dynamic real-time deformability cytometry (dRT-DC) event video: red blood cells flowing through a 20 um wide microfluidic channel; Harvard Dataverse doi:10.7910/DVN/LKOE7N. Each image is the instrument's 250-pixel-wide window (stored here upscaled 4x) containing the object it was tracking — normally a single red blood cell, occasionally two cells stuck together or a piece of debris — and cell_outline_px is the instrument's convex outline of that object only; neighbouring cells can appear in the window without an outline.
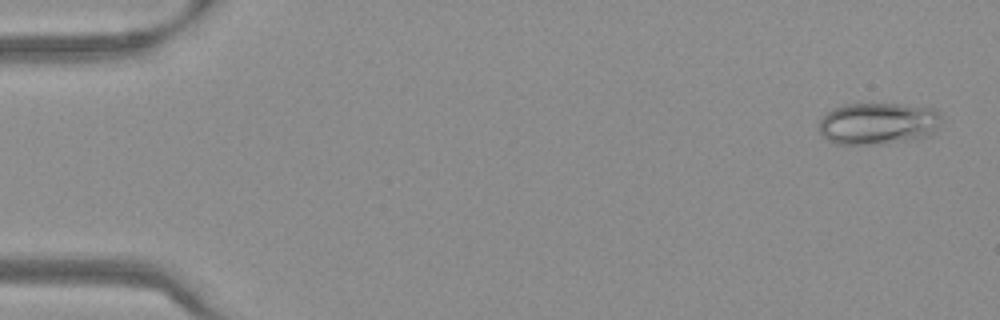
{"species": "Egyptian fruit bat (a non-hibernating species)", "species_latin": "Rousettus aegyptiacus", "temperature_condition": "warm", "stored_images_in_passage": 53, "camera_frame_rate_fps": 3000, "um_per_image_px": 0.085, "frame": {"image": 1, "passage_image": 2, "time_ms": 0.333, "image_size_px": [1000, 320], "cell_outline_px": [[944, 116], [936, 128], [928, 136], [884, 144], [836, 144], [828, 140], [820, 132], [820, 116], [824, 112], [832, 108], [844, 104], [900, 104], [936, 108]], "centroid_in_image_um": [74.63, 10.48], "position_along_channel_um": 10.4, "area_um2": 30.23}}
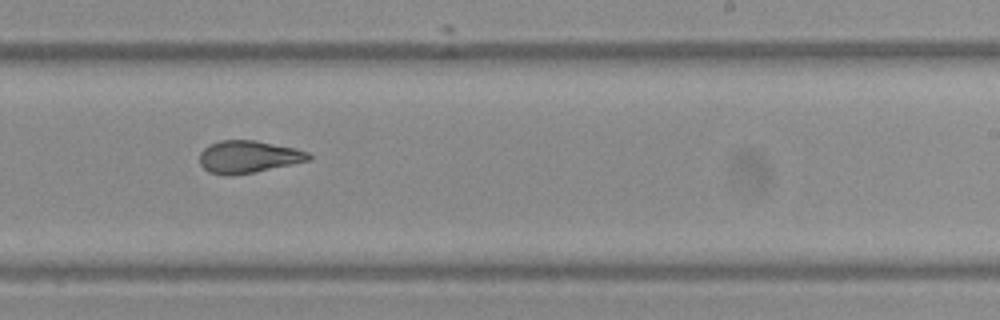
{"frame": {"image": 2, "passage_image": 33, "time_ms": 10.667, "image_size_px": [1000, 320], "cell_outline_px": [[312, 160], [256, 172], [228, 176], [224, 176], [208, 172], [200, 164], [200, 152], [208, 144], [220, 140], [256, 140], [296, 148], [308, 152], [312, 156]], "centroid_in_image_um": [21.11, 13.33], "position_along_channel_um": 267.9, "area_um2": 20.92}}
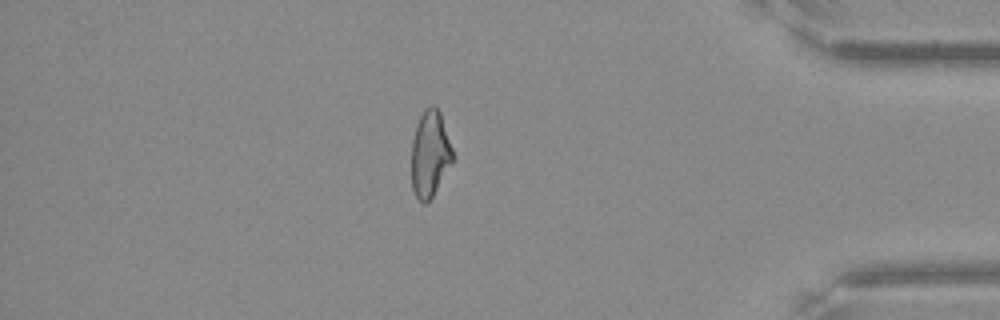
{"frame": {"image": 3, "passage_image": 46, "time_ms": 15.0, "image_size_px": [1000, 320], "cell_outline_px": [[456, 156], [432, 196], [424, 204], [416, 196], [412, 188], [412, 140], [416, 124], [424, 108], [432, 104], [440, 112]], "centroid_in_image_um": [36.57, 13.04], "position_along_channel_um": 398.6, "area_um2": 20.81}, "authors_computed_cell_mechanics": {"area_um2": 21.675, "velocity_mm_per_s": 3.8068, "shape_relaxation_time_tau1_ms": null, "shape_relaxation_time_tau2_ms": 2.076, "deformation_change_tau1": null, "deformation_change_tau2": 0.0941}}